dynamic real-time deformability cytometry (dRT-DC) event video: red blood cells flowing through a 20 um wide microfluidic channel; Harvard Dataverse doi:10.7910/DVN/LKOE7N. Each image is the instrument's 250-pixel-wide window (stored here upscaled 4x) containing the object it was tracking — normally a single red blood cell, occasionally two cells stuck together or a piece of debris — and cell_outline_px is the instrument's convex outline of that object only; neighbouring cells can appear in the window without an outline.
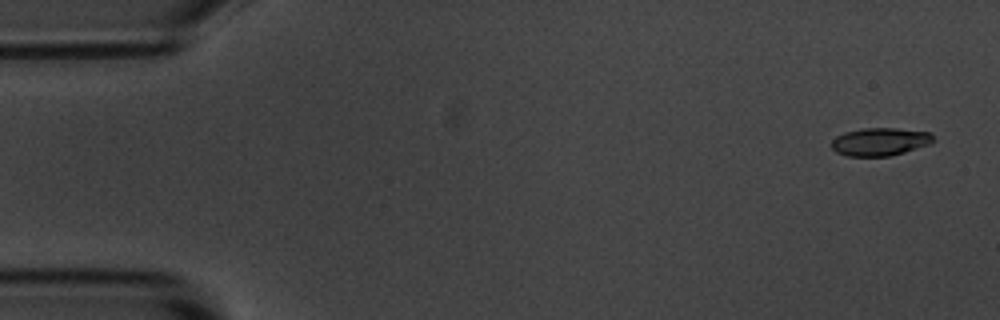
{"species": "common noctule bat (a hibernating species)", "species_latin": "Nyctalus noctula", "temperature_condition": "room temperature", "stored_images_in_passage": 4, "camera_frame_rate_fps": 3000, "um_per_image_px": 0.085, "animal": {"sex": "male", "body_mass_g": 20.1, "forearm_length_mm": 53.5}, "frame": {"image": 1, "passage_image": 1, "time_ms": 0.0, "image_size_px": [1000, 320], "cell_outline_px": [[936, 140], [928, 144], [892, 156], [848, 156], [836, 152], [832, 148], [832, 140], [836, 136], [844, 132], [864, 128], [896, 128], [928, 132]], "centroid_in_image_um": [74.77, 12.04], "position_along_channel_um": 10.2, "area_um2": 16.47}}
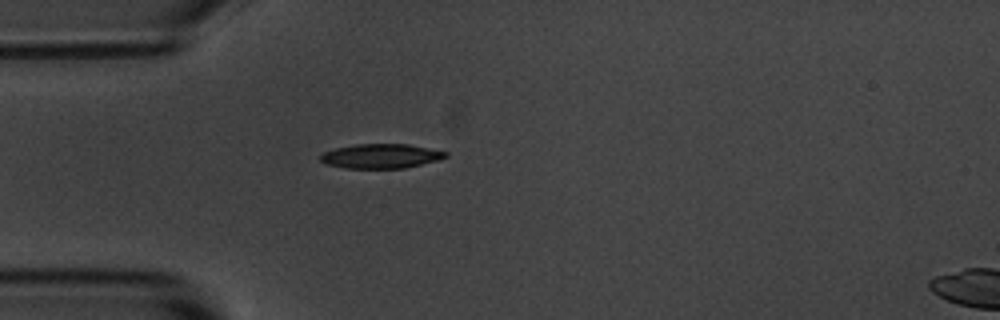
{"frame": {"image": 2, "passage_image": 4, "time_ms": 4.333, "image_size_px": [1000, 320], "cell_outline_px": [[448, 156], [436, 160], [404, 168], [344, 168], [324, 164], [320, 160], [320, 156], [324, 152], [336, 148], [356, 144], [408, 144], [448, 152]], "centroid_in_image_um": [32.34, 13.27], "position_along_channel_um": 52.7, "area_um2": 17.69}}